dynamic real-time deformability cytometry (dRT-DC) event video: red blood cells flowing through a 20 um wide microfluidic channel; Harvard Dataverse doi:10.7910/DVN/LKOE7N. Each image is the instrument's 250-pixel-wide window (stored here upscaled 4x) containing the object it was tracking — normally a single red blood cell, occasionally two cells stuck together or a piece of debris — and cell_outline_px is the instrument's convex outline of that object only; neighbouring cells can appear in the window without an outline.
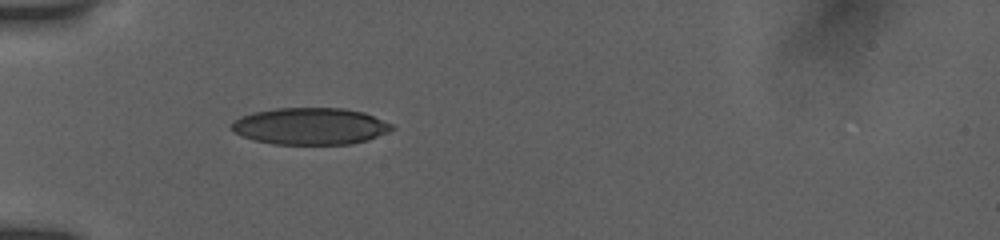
{"species": "human", "species_latin": "Homo sapiens", "temperature_condition": "room temperature", "stored_images_in_passage": 13, "camera_frame_rate_fps": 3000, "um_per_image_px": 0.085, "donor": {"sex": "female"}, "frame": {"image": 1, "passage_image": 7, "time_ms": 5.667, "image_size_px": [1000, 240], "cell_outline_px": [[396, 128], [388, 132], [368, 140], [352, 144], [272, 144], [252, 140], [228, 128], [232, 120], [240, 116], [252, 112], [276, 108], [340, 108], [364, 112], [392, 124]], "centroid_in_image_um": [26.34, 10.73], "position_along_channel_um": 58.7, "area_um2": 34.68}}
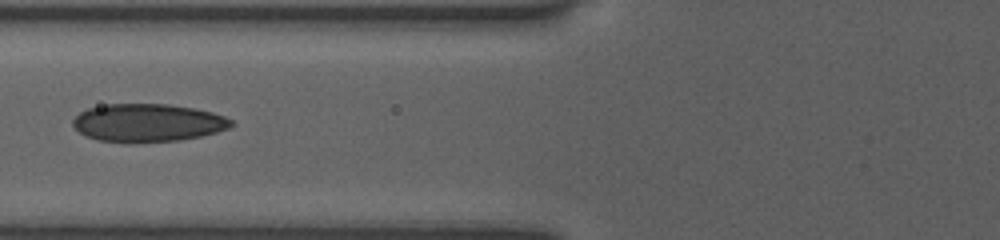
{"frame": {"image": 2, "passage_image": 10, "time_ms": 7.333, "image_size_px": [1000, 240], "cell_outline_px": [[232, 124], [228, 128], [216, 132], [200, 136], [176, 140], [132, 144], [100, 140], [88, 136], [80, 132], [72, 124], [72, 120], [80, 112], [88, 108], [108, 104], [168, 104], [192, 108], [212, 112], [224, 116], [232, 120]], "centroid_in_image_um": [12.54, 10.44], "position_along_channel_um": 113.3, "area_um2": 34.97}}
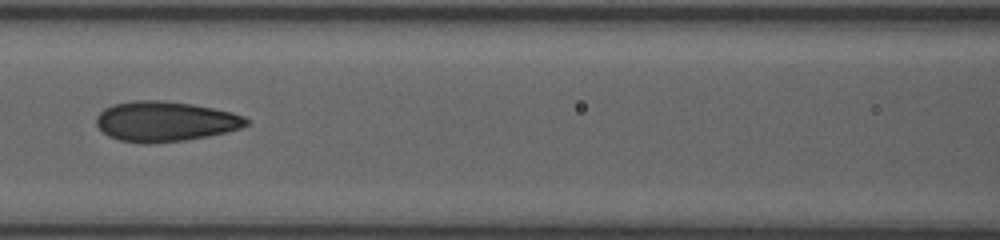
{"frame": {"image": 3, "passage_image": 12, "time_ms": 8.333, "image_size_px": [1000, 240], "cell_outline_px": [[248, 124], [240, 128], [208, 136], [184, 140], [148, 144], [144, 144], [120, 140], [108, 136], [96, 124], [96, 116], [104, 108], [112, 104], [132, 100], [156, 100], [192, 104], [232, 112], [244, 116], [248, 120]], "centroid_in_image_um": [14.0, 10.32], "position_along_channel_um": 152.6, "area_um2": 34.97}}